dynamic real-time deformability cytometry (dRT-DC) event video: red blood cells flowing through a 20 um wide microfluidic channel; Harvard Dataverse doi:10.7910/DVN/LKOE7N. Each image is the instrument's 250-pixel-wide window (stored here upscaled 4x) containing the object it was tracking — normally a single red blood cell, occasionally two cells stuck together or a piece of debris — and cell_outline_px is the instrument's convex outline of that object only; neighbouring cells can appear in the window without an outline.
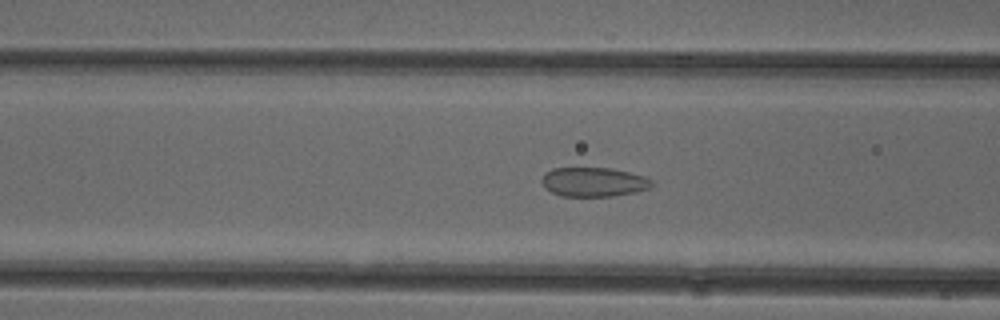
{"species": "common noctule bat (a hibernating species)", "species_latin": "Nyctalus noctula", "temperature_condition": "cold", "stored_images_in_passage": 39, "camera_frame_rate_fps": 3000, "um_per_image_px": 0.085, "animal": {"sex": "female"}, "frame": {"image": 1, "passage_image": 7, "time_ms": 2.0, "image_size_px": [1000, 320], "cell_outline_px": [[652, 184], [648, 188], [636, 192], [612, 196], [560, 196], [544, 188], [540, 180], [544, 172], [552, 168], [612, 168], [644, 176], [652, 180]], "centroid_in_image_um": [50.4, 15.46], "position_along_channel_um": 116.2, "area_um2": 18.84}}
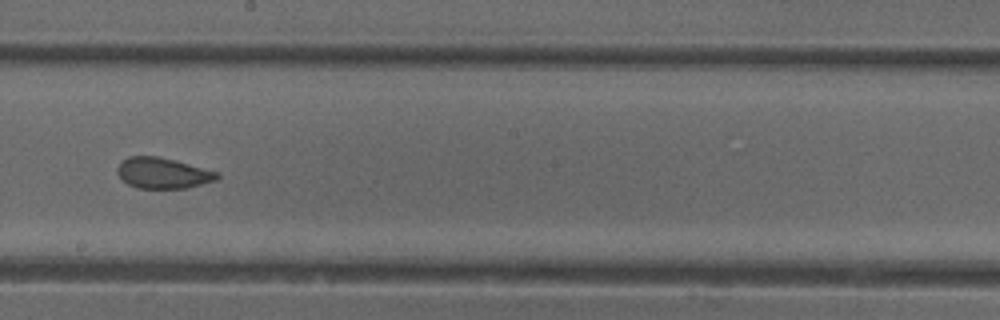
{"frame": {"image": 2, "passage_image": 16, "time_ms": 5.0, "image_size_px": [1000, 320], "cell_outline_px": [[220, 176], [216, 180], [184, 188], [136, 188], [128, 184], [116, 172], [116, 168], [120, 160], [128, 156], [156, 156], [188, 164], [216, 172]], "centroid_in_image_um": [13.76, 14.71], "position_along_channel_um": 234.4, "area_um2": 17.63}}
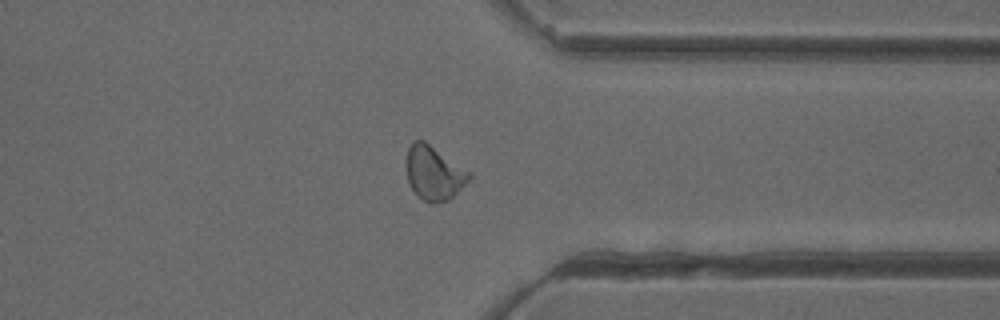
{"frame": {"image": 3, "passage_image": 27, "time_ms": 8.667, "image_size_px": [1000, 320], "cell_outline_px": [[472, 176], [448, 200], [424, 200], [412, 188], [408, 180], [408, 148], [412, 140], [424, 140], [472, 172]], "centroid_in_image_um": [36.91, 14.63], "position_along_channel_um": 374.5, "area_um2": 19.02}, "authors_computed_cell_mechanics": {"area_um2": 18.8428, "velocity_mm_per_s": 3.9341, "shape_relaxation_time_tau1_ms": null, "shape_relaxation_time_tau2_ms": 1.1579, "deformation_change_tau1": null, "deformation_change_tau2": 0.0692}}